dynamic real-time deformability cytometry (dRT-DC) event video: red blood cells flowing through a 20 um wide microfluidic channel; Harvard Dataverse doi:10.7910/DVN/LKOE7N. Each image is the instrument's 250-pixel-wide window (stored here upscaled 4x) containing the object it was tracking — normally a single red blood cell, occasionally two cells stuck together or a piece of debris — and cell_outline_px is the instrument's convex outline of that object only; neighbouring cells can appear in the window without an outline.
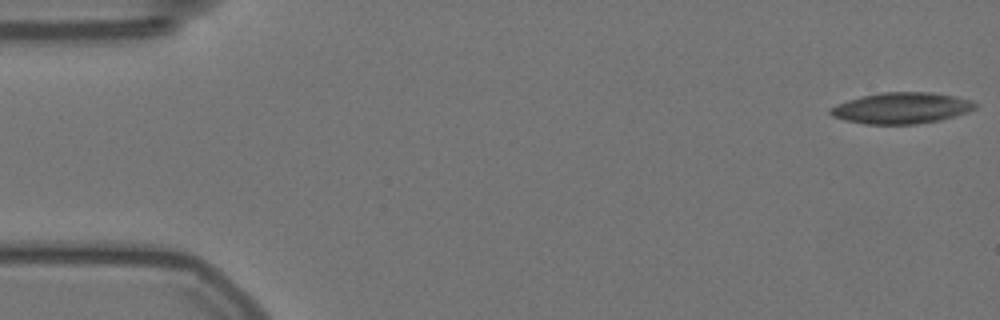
{"species": "Egyptian fruit bat (a non-hibernating species)", "species_latin": "Rousettus aegyptiacus", "temperature_condition": "warm", "stored_images_in_passage": 51, "camera_frame_rate_fps": 3000, "um_per_image_px": 0.085, "animal": {"sex": "female"}, "frame": {"image": 1, "passage_image": 1, "time_ms": 0.0, "image_size_px": [1000, 320], "cell_outline_px": [[976, 108], [968, 112], [956, 116], [940, 120], [916, 124], [864, 124], [832, 116], [828, 112], [836, 104], [860, 96], [884, 92], [928, 92], [952, 96], [968, 100], [976, 104]], "centroid_in_image_um": [76.61, 9.19], "position_along_channel_um": 8.4, "area_um2": 26.01}}
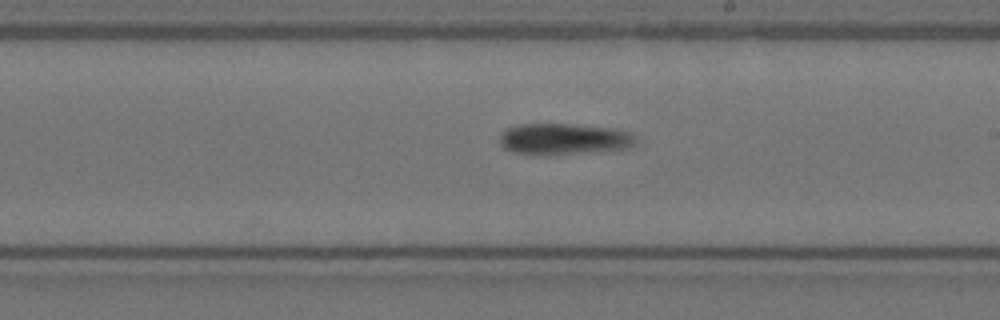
{"frame": {"image": 2, "passage_image": 33, "time_ms": 10.667, "image_size_px": [1000, 320], "cell_outline_px": [[636, 144], [628, 148], [580, 152], [512, 152], [504, 148], [500, 144], [500, 136], [508, 128], [520, 124], [568, 124], [608, 128], [632, 132], [636, 136]], "centroid_in_image_um": [47.98, 11.77], "position_along_channel_um": 241.0, "area_um2": 23.64}}
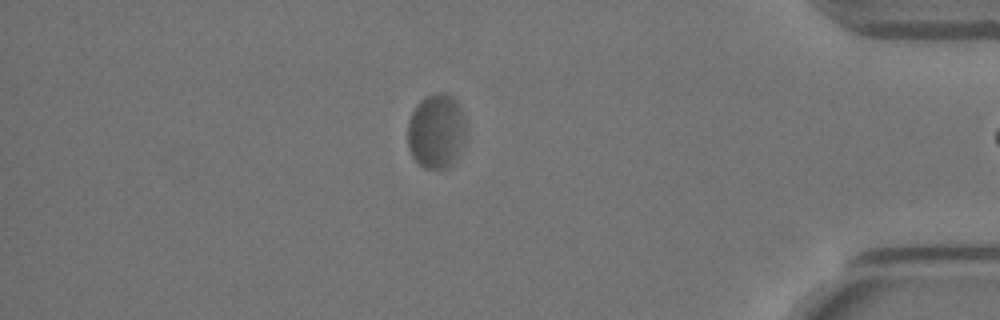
{"frame": {"image": 3, "passage_image": 50, "time_ms": 16.333, "image_size_px": [1000, 320], "cell_outline_px": [[464, 140], [456, 160], [448, 168], [424, 168], [412, 156], [408, 148], [408, 120], [416, 104], [424, 96], [436, 92], [444, 92], [452, 96], [456, 100], [464, 116]], "centroid_in_image_um": [37.07, 11.12], "position_along_channel_um": 398.1, "area_um2": 25.49}}